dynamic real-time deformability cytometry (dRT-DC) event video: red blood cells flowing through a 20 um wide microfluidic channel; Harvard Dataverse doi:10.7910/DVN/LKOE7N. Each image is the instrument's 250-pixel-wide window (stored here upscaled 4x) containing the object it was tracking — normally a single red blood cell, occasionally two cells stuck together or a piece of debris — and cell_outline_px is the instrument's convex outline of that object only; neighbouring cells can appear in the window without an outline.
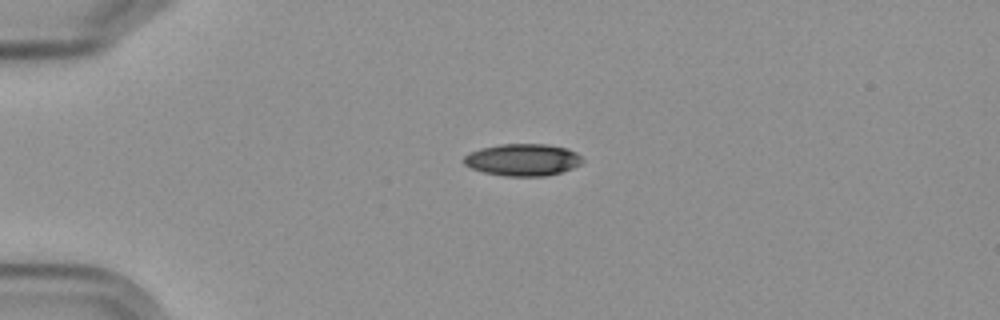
{"species": "Egyptian fruit bat (a non-hibernating species)", "species_latin": "Rousettus aegyptiacus", "temperature_condition": "cold", "stored_images_in_passage": 2, "camera_frame_rate_fps": 3000, "um_per_image_px": 0.085, "frame": {"image": 1, "passage_image": 1, "time_ms": 0.0, "image_size_px": [1000, 320], "cell_outline_px": [[584, 160], [580, 164], [572, 168], [560, 172], [544, 176], [504, 176], [484, 172], [472, 168], [464, 164], [464, 156], [468, 152], [480, 148], [500, 144], [548, 144], [568, 148], [576, 152]], "centroid_in_image_um": [44.43, 13.57], "position_along_channel_um": 40.6, "area_um2": 22.2}}